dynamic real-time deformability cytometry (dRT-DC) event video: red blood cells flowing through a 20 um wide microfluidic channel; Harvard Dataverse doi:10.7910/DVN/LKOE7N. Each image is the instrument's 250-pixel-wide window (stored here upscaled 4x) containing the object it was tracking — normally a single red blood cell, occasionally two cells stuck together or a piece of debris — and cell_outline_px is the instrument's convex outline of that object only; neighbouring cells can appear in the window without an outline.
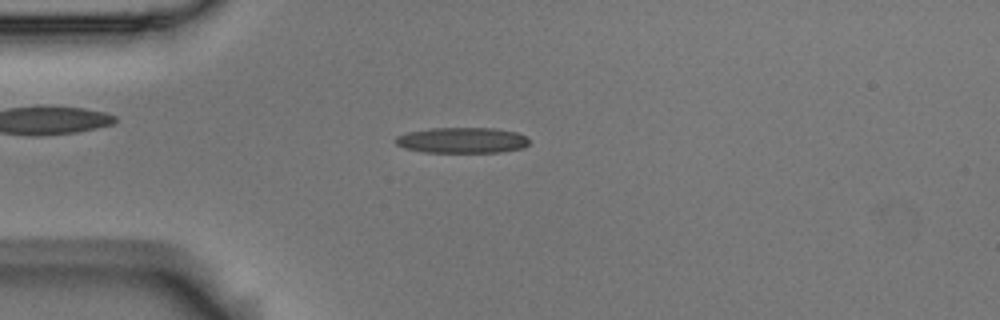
{"species": "Egyptian fruit bat (a non-hibernating species)", "species_latin": "Rousettus aegyptiacus", "temperature_condition": "room temperature", "stored_images_in_passage": 49, "camera_frame_rate_fps": 3000, "um_per_image_px": 0.085, "animal": {"sex": "male"}, "frame": {"image": 1, "passage_image": 8, "time_ms": 2.333, "image_size_px": [1000, 320], "cell_outline_px": [[528, 144], [524, 148], [500, 152], [424, 152], [404, 148], [396, 144], [396, 136], [408, 132], [432, 128], [496, 128], [516, 132], [524, 136], [528, 140]], "centroid_in_image_um": [39.28, 11.92], "position_along_channel_um": 45.7, "area_um2": 19.94}}
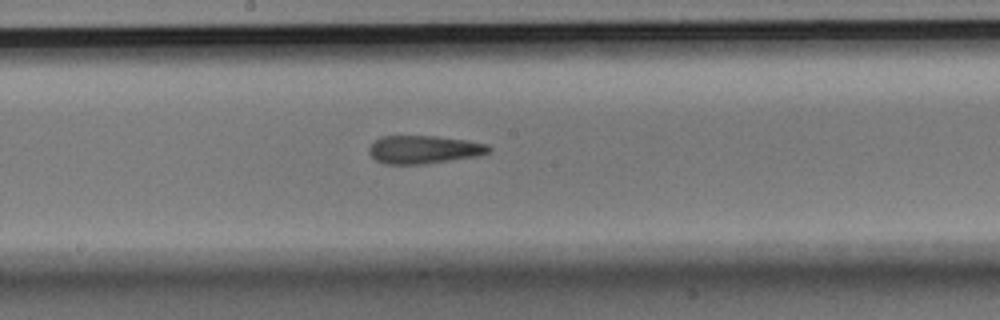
{"frame": {"image": 2, "passage_image": 23, "time_ms": 7.333, "image_size_px": [1000, 320], "cell_outline_px": [[492, 148], [488, 152], [480, 156], [424, 164], [384, 164], [376, 160], [368, 152], [368, 148], [380, 136], [436, 136], [468, 140], [488, 144]], "centroid_in_image_um": [36.05, 12.71], "position_along_channel_um": 212.1, "area_um2": 19.77}}
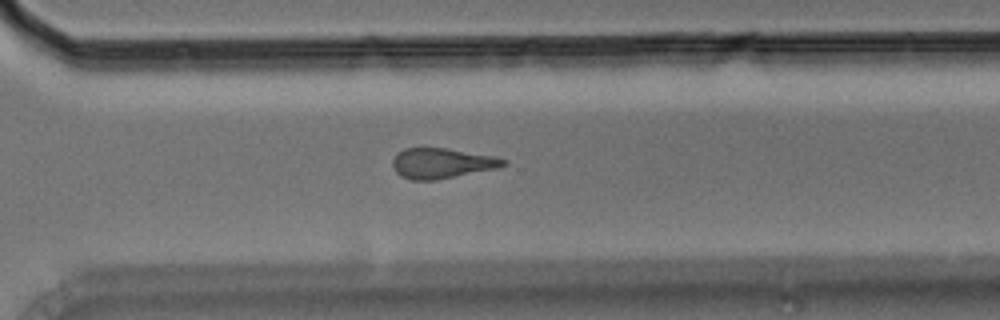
{"frame": {"image": 3, "passage_image": 33, "time_ms": 10.667, "image_size_px": [1000, 320], "cell_outline_px": [[508, 164], [500, 168], [436, 180], [412, 180], [400, 176], [392, 168], [392, 160], [404, 148], [444, 148], [492, 156], [508, 160]], "centroid_in_image_um": [37.57, 13.89], "position_along_channel_um": 333.0, "area_um2": 19.54}, "authors_computed_cell_mechanics": {"area_um2": 19.7676, "velocity_mm_per_s": 3.6375, "shape_relaxation_time_tau1_ms": null, "shape_relaxation_time_tau2_ms": 3.754, "deformation_change_tau1": null, "deformation_change_tau2": 0.1577}}